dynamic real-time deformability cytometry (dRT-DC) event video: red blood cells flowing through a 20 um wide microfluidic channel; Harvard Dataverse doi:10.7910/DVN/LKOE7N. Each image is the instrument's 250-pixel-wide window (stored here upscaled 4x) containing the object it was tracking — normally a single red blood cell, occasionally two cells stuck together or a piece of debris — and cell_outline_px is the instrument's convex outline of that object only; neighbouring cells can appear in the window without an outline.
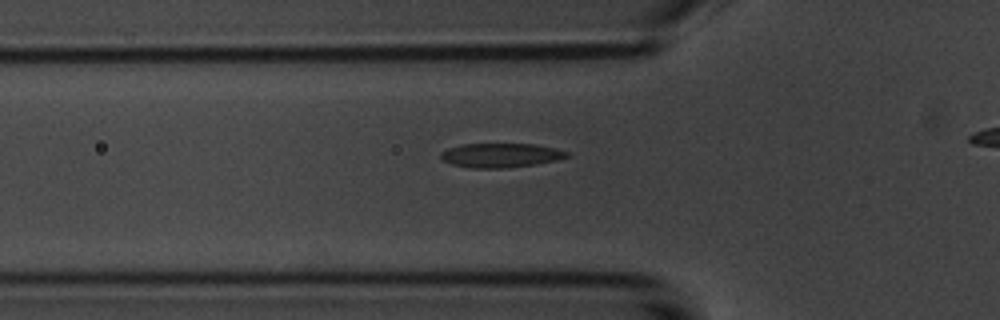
{"species": "common noctule bat (a hibernating species)", "species_latin": "Nyctalus noctula", "temperature_condition": "room temperature", "stored_images_in_passage": 34, "camera_frame_rate_fps": 3000, "um_per_image_px": 0.085, "animal": {"sex": "male", "body_mass_g": 20.1, "forearm_length_mm": 53.5}, "frame": {"image": 1, "passage_image": 5, "time_ms": 1.333, "image_size_px": [1000, 320], "cell_outline_px": [[572, 156], [556, 160], [536, 164], [508, 168], [472, 168], [452, 164], [444, 160], [440, 156], [440, 152], [448, 148], [460, 144], [536, 144], [556, 148], [568, 152]], "centroid_in_image_um": [42.59, 13.2], "position_along_channel_um": 83.2, "area_um2": 17.92}}
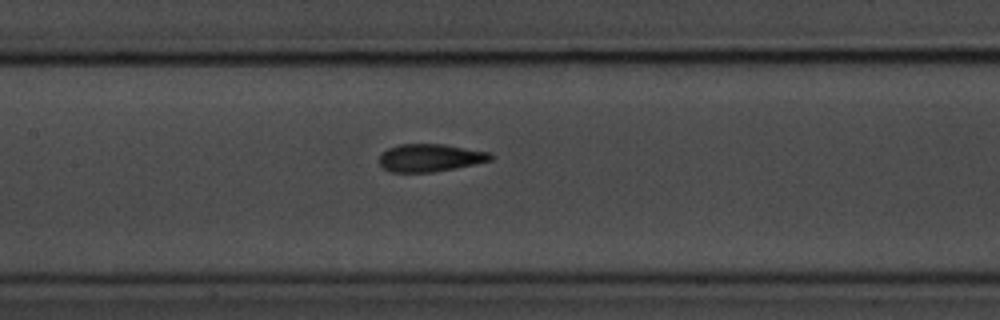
{"frame": {"image": 2, "passage_image": 12, "time_ms": 3.667, "image_size_px": [1000, 320], "cell_outline_px": [[492, 160], [432, 172], [392, 172], [384, 168], [380, 164], [380, 156], [388, 148], [400, 144], [444, 144], [488, 152], [492, 156]], "centroid_in_image_um": [36.53, 13.4], "position_along_channel_um": 170.9, "area_um2": 17.57}}
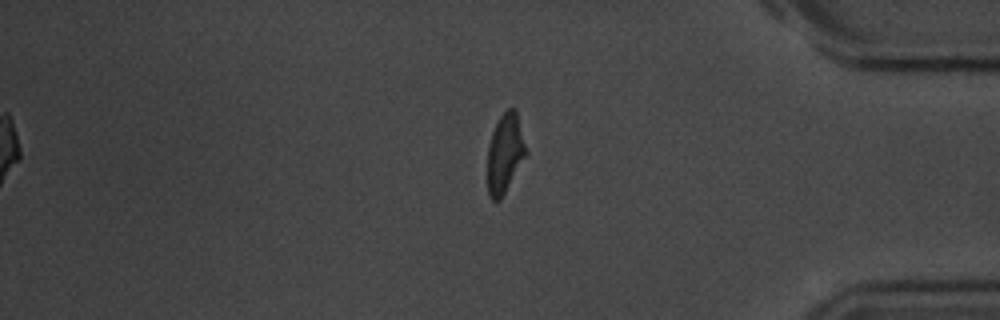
{"frame": {"image": 3, "passage_image": 32, "time_ms": 10.333, "image_size_px": [1000, 320], "cell_outline_px": [[528, 152], [500, 200], [492, 200], [488, 192], [488, 148], [492, 132], [500, 116], [508, 108], [516, 108]], "centroid_in_image_um": [42.94, 13.0], "position_along_channel_um": 392.3, "area_um2": 17.63}, "authors_computed_cell_mechanics": {"area_um2": 18.0914, "velocity_mm_per_s": 3.7137, "shape_relaxation_time_tau1_ms": 3.3171, "shape_relaxation_time_tau2_ms": 1.9574, "deformation_change_tau1": 0.1436, "deformation_change_tau2": 0.0968}}